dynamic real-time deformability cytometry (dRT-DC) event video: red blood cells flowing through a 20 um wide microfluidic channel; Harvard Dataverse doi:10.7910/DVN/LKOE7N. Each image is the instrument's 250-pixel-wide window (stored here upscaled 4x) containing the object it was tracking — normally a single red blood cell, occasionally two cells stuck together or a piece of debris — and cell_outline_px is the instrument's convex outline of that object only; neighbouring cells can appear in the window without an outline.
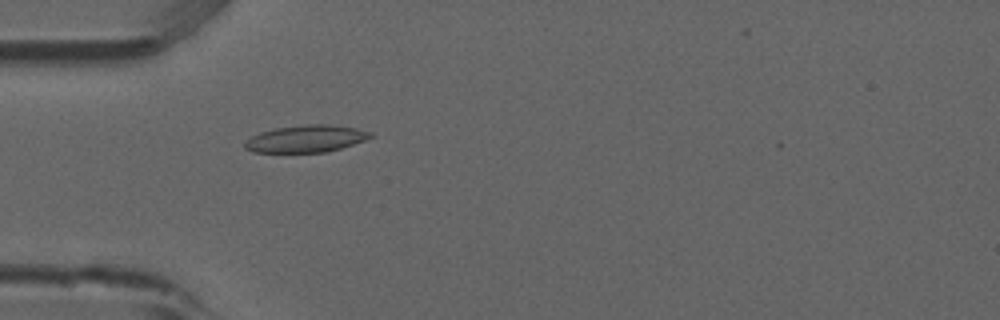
{"species": "common noctule bat (a hibernating species)", "species_latin": "Nyctalus noctula", "temperature_condition": "room temperature", "stored_images_in_passage": 49, "camera_frame_rate_fps": 3000, "um_per_image_px": 0.085, "animal": {"sex": "male", "forearm_length_mm": 52.5}, "frame": {"image": 1, "passage_image": 12, "time_ms": 3.667, "image_size_px": [1000, 320], "cell_outline_px": [[376, 136], [340, 148], [324, 152], [252, 152], [244, 148], [244, 144], [252, 136], [260, 132], [276, 128], [308, 124], [328, 124], [356, 128], [372, 132]], "centroid_in_image_um": [26.03, 11.79], "position_along_channel_um": 59.0, "area_um2": 19.71}}
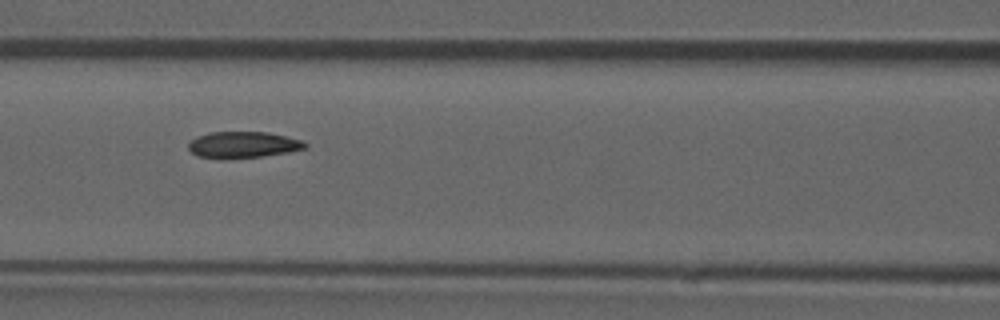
{"frame": {"image": 2, "passage_image": 19, "time_ms": 6.0, "image_size_px": [1000, 320], "cell_outline_px": [[308, 148], [288, 152], [260, 156], [200, 156], [192, 152], [188, 148], [188, 144], [196, 136], [208, 132], [268, 132], [300, 140], [308, 144]], "centroid_in_image_um": [20.7, 12.26], "position_along_channel_um": 145.9, "area_um2": 17.11}}
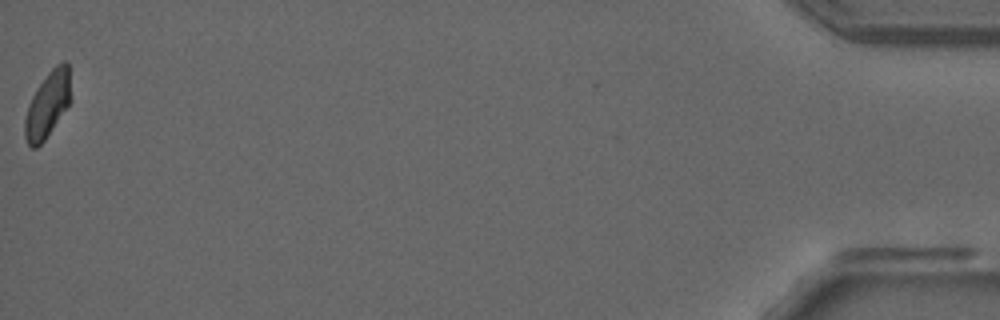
{"frame": {"image": 3, "passage_image": 49, "time_ms": 16.0, "image_size_px": [1000, 320], "cell_outline_px": [[72, 100], [44, 140], [36, 148], [32, 148], [28, 144], [24, 136], [24, 120], [28, 104], [32, 96], [48, 72], [56, 64], [64, 60], [68, 64]], "centroid_in_image_um": [4.05, 8.88], "position_along_channel_um": 431.1, "area_um2": 17.63}, "authors_computed_cell_mechanics": {"area_um2": 18.207, "velocity_mm_per_s": 3.8633, "shape_relaxation_time_tau1_ms": 8.2057, "shape_relaxation_time_tau2_ms": 6.6166, "deformation_change_tau1": 0.1813, "deformation_change_tau2": 0.0891}}